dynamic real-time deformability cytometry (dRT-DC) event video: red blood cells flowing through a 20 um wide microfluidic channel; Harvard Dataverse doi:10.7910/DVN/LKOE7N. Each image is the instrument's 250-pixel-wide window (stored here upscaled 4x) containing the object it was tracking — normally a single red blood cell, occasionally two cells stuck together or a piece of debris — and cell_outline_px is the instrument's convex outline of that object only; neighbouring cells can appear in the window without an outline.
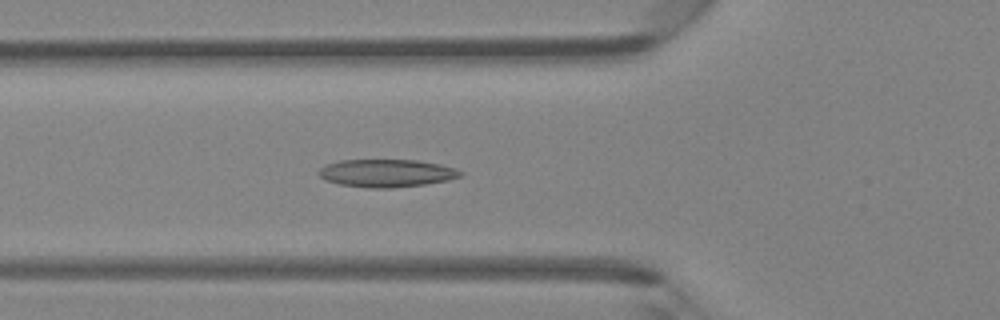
{"species": "Egyptian fruit bat (a non-hibernating species)", "species_latin": "Rousettus aegyptiacus", "temperature_condition": "room temperature", "stored_images_in_passage": 47, "camera_frame_rate_fps": 3000, "um_per_image_px": 0.085, "animal": {"sex": "female"}, "frame": {"image": 1, "passage_image": 17, "time_ms": 5.333, "image_size_px": [1000, 320], "cell_outline_px": [[464, 172], [460, 176], [448, 180], [424, 184], [392, 188], [368, 188], [340, 184], [324, 180], [320, 176], [320, 168], [324, 164], [340, 160], [416, 160], [440, 164]], "centroid_in_image_um": [32.83, 14.71], "position_along_channel_um": 93.0, "area_um2": 22.83}}
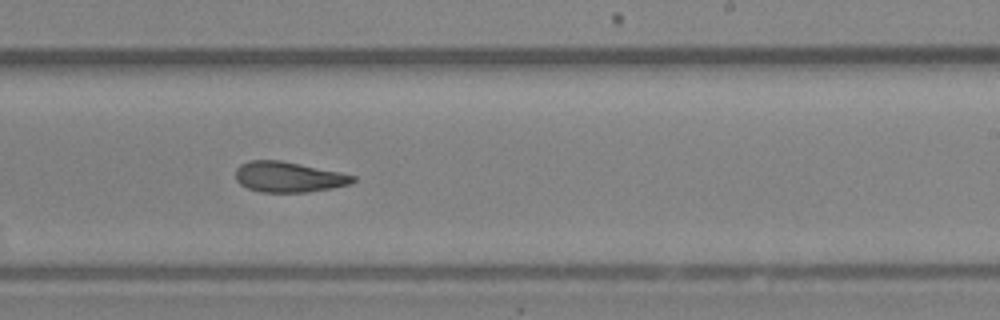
{"frame": {"image": 2, "passage_image": 29, "time_ms": 9.333, "image_size_px": [1000, 320], "cell_outline_px": [[356, 180], [352, 184], [332, 188], [308, 192], [260, 192], [248, 188], [240, 184], [236, 180], [236, 168], [240, 164], [248, 160], [280, 160], [340, 172], [356, 176]], "centroid_in_image_um": [24.53, 15.04], "position_along_channel_um": 264.5, "area_um2": 20.92}}
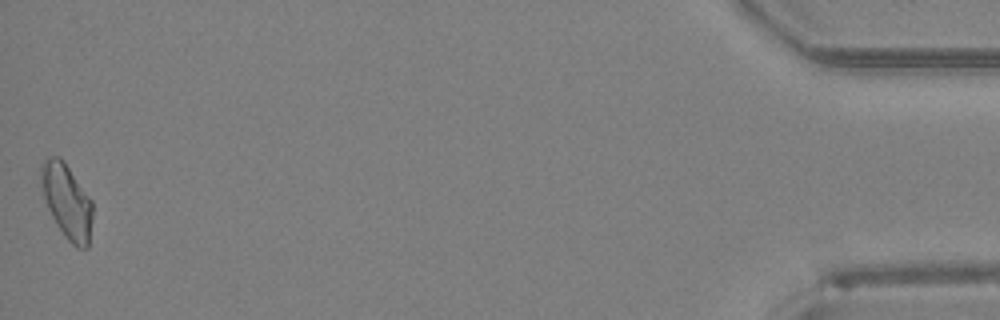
{"frame": {"image": 3, "passage_image": 47, "time_ms": 15.333, "image_size_px": [1000, 320], "cell_outline_px": [[92, 216], [88, 248], [76, 248], [64, 236], [56, 224], [48, 208], [40, 184], [40, 164], [48, 156], [60, 156], [64, 160], [92, 200]], "centroid_in_image_um": [5.67, 17.07], "position_along_channel_um": 429.5, "area_um2": 22.54}, "authors_computed_cell_mechanics": {"area_um2": 21.675, "velocity_mm_per_s": 4.2975, "shape_relaxation_time_tau1_ms": null, "shape_relaxation_time_tau2_ms": 3.206, "deformation_change_tau1": null, "deformation_change_tau2": 0.1044}}